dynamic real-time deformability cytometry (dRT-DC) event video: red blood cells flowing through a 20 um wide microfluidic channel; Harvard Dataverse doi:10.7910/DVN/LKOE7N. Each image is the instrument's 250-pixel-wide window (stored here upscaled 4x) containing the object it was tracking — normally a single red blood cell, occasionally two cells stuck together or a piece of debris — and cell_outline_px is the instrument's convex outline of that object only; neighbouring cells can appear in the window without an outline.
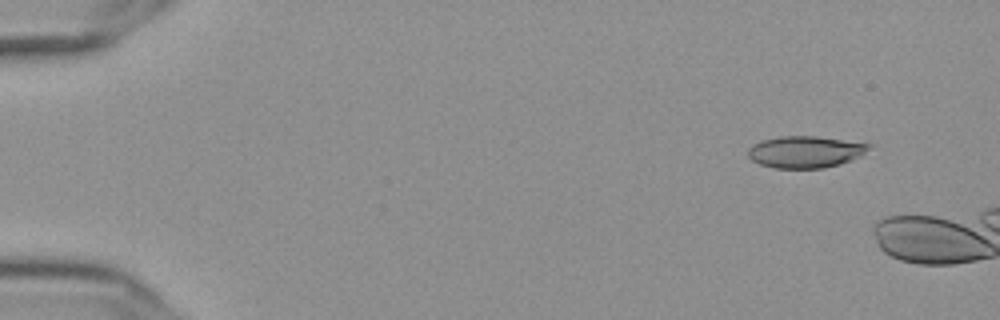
{"species": "Egyptian fruit bat (a non-hibernating species)", "species_latin": "Rousettus aegyptiacus", "temperature_condition": "cold", "stored_images_in_passage": 12, "camera_frame_rate_fps": 3000, "um_per_image_px": 0.085, "frame": {"image": 1, "passage_image": 1, "time_ms": 0.0, "image_size_px": [1000, 320], "cell_outline_px": [[872, 144], [860, 156], [852, 160], [840, 164], [824, 168], [776, 168], [760, 164], [752, 160], [748, 156], [748, 148], [752, 144], [764, 140], [780, 136], [816, 136]], "centroid_in_image_um": [68.43, 12.91], "position_along_channel_um": 16.6, "area_um2": 22.25}}